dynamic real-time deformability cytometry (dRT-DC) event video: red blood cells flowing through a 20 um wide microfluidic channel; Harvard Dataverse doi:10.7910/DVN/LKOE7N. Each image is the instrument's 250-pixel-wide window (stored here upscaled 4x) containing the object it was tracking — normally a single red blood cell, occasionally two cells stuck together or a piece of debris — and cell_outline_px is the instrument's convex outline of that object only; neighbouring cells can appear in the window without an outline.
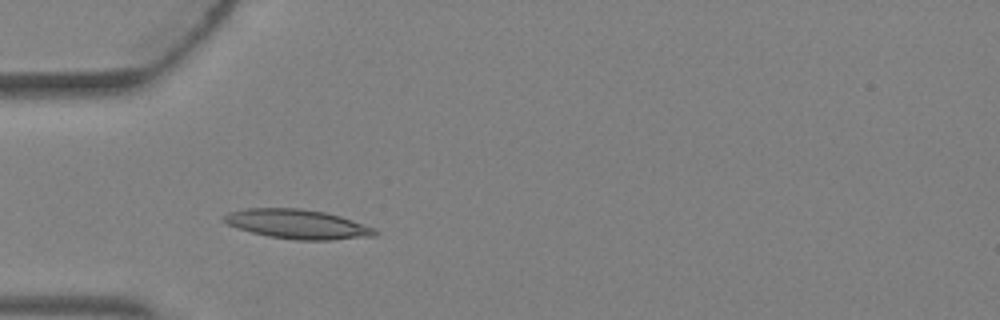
{"species": "Egyptian fruit bat (a non-hibernating species)", "species_latin": "Rousettus aegyptiacus", "temperature_condition": "warm", "stored_images_in_passage": 4, "camera_frame_rate_fps": 3000, "um_per_image_px": 0.085, "animal": {"sex": "female"}, "frame": {"image": 1, "passage_image": 3, "time_ms": 0.667, "image_size_px": [1000, 320], "cell_outline_px": [[380, 232], [376, 236], [332, 240], [296, 240], [268, 236], [252, 232], [228, 224], [220, 220], [220, 216], [228, 212], [248, 208], [300, 208], [324, 212], [340, 216], [376, 228]], "centroid_in_image_um": [25.3, 19.05], "position_along_channel_um": 59.7, "area_um2": 26.01}}
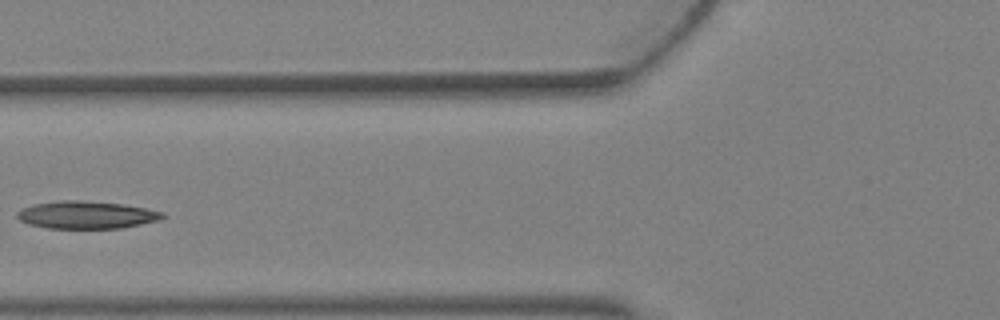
{"frame": {"image": 2, "passage_image": 4, "time_ms": 1.0, "image_size_px": [1000, 320], "cell_outline_px": [[164, 216], [156, 220], [140, 224], [120, 228], [48, 228], [28, 224], [20, 220], [16, 216], [16, 212], [32, 204], [64, 200], [80, 200], [124, 204], [164, 212]], "centroid_in_image_um": [7.3, 18.26], "position_along_channel_um": 118.5, "area_um2": 23.12}}